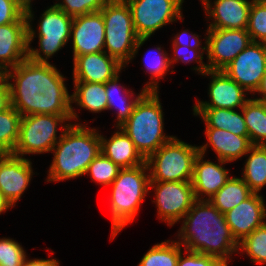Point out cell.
Returning <instances> with one entry per match:
<instances>
[{
    "instance_id": "1",
    "label": "cell",
    "mask_w": 266,
    "mask_h": 266,
    "mask_svg": "<svg viewBox=\"0 0 266 266\" xmlns=\"http://www.w3.org/2000/svg\"><path fill=\"white\" fill-rule=\"evenodd\" d=\"M11 91V104L21 116L49 114L80 120L71 104L64 75L49 63L25 59L4 73ZM13 80V81H11ZM13 82V83H12Z\"/></svg>"
},
{
    "instance_id": "2",
    "label": "cell",
    "mask_w": 266,
    "mask_h": 266,
    "mask_svg": "<svg viewBox=\"0 0 266 266\" xmlns=\"http://www.w3.org/2000/svg\"><path fill=\"white\" fill-rule=\"evenodd\" d=\"M181 221L176 240L184 249L219 258L228 266L238 242L222 214L209 200H196Z\"/></svg>"
},
{
    "instance_id": "3",
    "label": "cell",
    "mask_w": 266,
    "mask_h": 266,
    "mask_svg": "<svg viewBox=\"0 0 266 266\" xmlns=\"http://www.w3.org/2000/svg\"><path fill=\"white\" fill-rule=\"evenodd\" d=\"M101 152L100 133L84 124H73L63 132L51 153L53 160L47 182H59L85 176L88 165Z\"/></svg>"
},
{
    "instance_id": "4",
    "label": "cell",
    "mask_w": 266,
    "mask_h": 266,
    "mask_svg": "<svg viewBox=\"0 0 266 266\" xmlns=\"http://www.w3.org/2000/svg\"><path fill=\"white\" fill-rule=\"evenodd\" d=\"M148 171L147 163L132 168H121L111 183V240L134 221L146 195L150 192Z\"/></svg>"
},
{
    "instance_id": "5",
    "label": "cell",
    "mask_w": 266,
    "mask_h": 266,
    "mask_svg": "<svg viewBox=\"0 0 266 266\" xmlns=\"http://www.w3.org/2000/svg\"><path fill=\"white\" fill-rule=\"evenodd\" d=\"M159 92L146 91L120 126L145 159L174 137L164 133V112Z\"/></svg>"
},
{
    "instance_id": "6",
    "label": "cell",
    "mask_w": 266,
    "mask_h": 266,
    "mask_svg": "<svg viewBox=\"0 0 266 266\" xmlns=\"http://www.w3.org/2000/svg\"><path fill=\"white\" fill-rule=\"evenodd\" d=\"M100 12L105 24L104 51L126 67L149 38L137 36L131 9L125 0H108Z\"/></svg>"
},
{
    "instance_id": "7",
    "label": "cell",
    "mask_w": 266,
    "mask_h": 266,
    "mask_svg": "<svg viewBox=\"0 0 266 266\" xmlns=\"http://www.w3.org/2000/svg\"><path fill=\"white\" fill-rule=\"evenodd\" d=\"M32 3L25 6L27 19L28 49L27 59L33 62L48 63L55 53L61 50L70 41L73 17L58 9L54 4L47 7L38 21V30L32 27L34 14ZM37 34V35H36ZM38 37L39 49L31 47L34 38Z\"/></svg>"
},
{
    "instance_id": "8",
    "label": "cell",
    "mask_w": 266,
    "mask_h": 266,
    "mask_svg": "<svg viewBox=\"0 0 266 266\" xmlns=\"http://www.w3.org/2000/svg\"><path fill=\"white\" fill-rule=\"evenodd\" d=\"M199 153L197 145L174 136L146 159L150 181H191Z\"/></svg>"
},
{
    "instance_id": "9",
    "label": "cell",
    "mask_w": 266,
    "mask_h": 266,
    "mask_svg": "<svg viewBox=\"0 0 266 266\" xmlns=\"http://www.w3.org/2000/svg\"><path fill=\"white\" fill-rule=\"evenodd\" d=\"M71 121V116L49 114L23 116L20 122L19 139L12 154L24 158L27 154L38 155L51 152L63 132L71 125ZM58 126L62 132L59 136H57Z\"/></svg>"
},
{
    "instance_id": "10",
    "label": "cell",
    "mask_w": 266,
    "mask_h": 266,
    "mask_svg": "<svg viewBox=\"0 0 266 266\" xmlns=\"http://www.w3.org/2000/svg\"><path fill=\"white\" fill-rule=\"evenodd\" d=\"M139 38H150L158 29L181 20L184 0H125Z\"/></svg>"
},
{
    "instance_id": "11",
    "label": "cell",
    "mask_w": 266,
    "mask_h": 266,
    "mask_svg": "<svg viewBox=\"0 0 266 266\" xmlns=\"http://www.w3.org/2000/svg\"><path fill=\"white\" fill-rule=\"evenodd\" d=\"M149 190H154L152 202L157 207L158 219L169 227L183 219L197 200L191 181H150Z\"/></svg>"
},
{
    "instance_id": "12",
    "label": "cell",
    "mask_w": 266,
    "mask_h": 266,
    "mask_svg": "<svg viewBox=\"0 0 266 266\" xmlns=\"http://www.w3.org/2000/svg\"><path fill=\"white\" fill-rule=\"evenodd\" d=\"M204 44L209 70H223L251 42L247 29L207 28Z\"/></svg>"
},
{
    "instance_id": "13",
    "label": "cell",
    "mask_w": 266,
    "mask_h": 266,
    "mask_svg": "<svg viewBox=\"0 0 266 266\" xmlns=\"http://www.w3.org/2000/svg\"><path fill=\"white\" fill-rule=\"evenodd\" d=\"M223 71L248 93L256 95L261 79L266 74V47L251 42Z\"/></svg>"
},
{
    "instance_id": "14",
    "label": "cell",
    "mask_w": 266,
    "mask_h": 266,
    "mask_svg": "<svg viewBox=\"0 0 266 266\" xmlns=\"http://www.w3.org/2000/svg\"><path fill=\"white\" fill-rule=\"evenodd\" d=\"M70 38L73 59L84 54L103 52L105 24L102 13L99 11L73 17Z\"/></svg>"
},
{
    "instance_id": "15",
    "label": "cell",
    "mask_w": 266,
    "mask_h": 266,
    "mask_svg": "<svg viewBox=\"0 0 266 266\" xmlns=\"http://www.w3.org/2000/svg\"><path fill=\"white\" fill-rule=\"evenodd\" d=\"M202 76H211L209 101L197 100L193 108L241 109L250 99L248 92L232 80L223 70H208ZM247 97V98H246Z\"/></svg>"
},
{
    "instance_id": "16",
    "label": "cell",
    "mask_w": 266,
    "mask_h": 266,
    "mask_svg": "<svg viewBox=\"0 0 266 266\" xmlns=\"http://www.w3.org/2000/svg\"><path fill=\"white\" fill-rule=\"evenodd\" d=\"M32 162L14 154H0V191L14 207L30 185Z\"/></svg>"
},
{
    "instance_id": "17",
    "label": "cell",
    "mask_w": 266,
    "mask_h": 266,
    "mask_svg": "<svg viewBox=\"0 0 266 266\" xmlns=\"http://www.w3.org/2000/svg\"><path fill=\"white\" fill-rule=\"evenodd\" d=\"M264 203L260 193H253L249 198L224 214L232 236L238 243L256 228L266 223V206Z\"/></svg>"
},
{
    "instance_id": "18",
    "label": "cell",
    "mask_w": 266,
    "mask_h": 266,
    "mask_svg": "<svg viewBox=\"0 0 266 266\" xmlns=\"http://www.w3.org/2000/svg\"><path fill=\"white\" fill-rule=\"evenodd\" d=\"M126 67L105 51L76 56L73 59V81L107 83Z\"/></svg>"
},
{
    "instance_id": "19",
    "label": "cell",
    "mask_w": 266,
    "mask_h": 266,
    "mask_svg": "<svg viewBox=\"0 0 266 266\" xmlns=\"http://www.w3.org/2000/svg\"><path fill=\"white\" fill-rule=\"evenodd\" d=\"M200 1L204 7L206 19L212 20L211 23L209 22L208 28L247 29L253 0Z\"/></svg>"
},
{
    "instance_id": "20",
    "label": "cell",
    "mask_w": 266,
    "mask_h": 266,
    "mask_svg": "<svg viewBox=\"0 0 266 266\" xmlns=\"http://www.w3.org/2000/svg\"><path fill=\"white\" fill-rule=\"evenodd\" d=\"M27 30L25 14L16 22L0 25V71L3 74L27 59Z\"/></svg>"
},
{
    "instance_id": "21",
    "label": "cell",
    "mask_w": 266,
    "mask_h": 266,
    "mask_svg": "<svg viewBox=\"0 0 266 266\" xmlns=\"http://www.w3.org/2000/svg\"><path fill=\"white\" fill-rule=\"evenodd\" d=\"M204 156L199 153L196 157L191 180L197 200L211 198L231 177L229 176V170L223 167L224 164L229 162L217 159L218 163H214L210 160H204Z\"/></svg>"
},
{
    "instance_id": "22",
    "label": "cell",
    "mask_w": 266,
    "mask_h": 266,
    "mask_svg": "<svg viewBox=\"0 0 266 266\" xmlns=\"http://www.w3.org/2000/svg\"><path fill=\"white\" fill-rule=\"evenodd\" d=\"M205 136L207 143L198 146L200 154H206L207 148L212 147L217 159L229 163L245 156L252 146L249 136L235 135L227 130L205 128Z\"/></svg>"
},
{
    "instance_id": "23",
    "label": "cell",
    "mask_w": 266,
    "mask_h": 266,
    "mask_svg": "<svg viewBox=\"0 0 266 266\" xmlns=\"http://www.w3.org/2000/svg\"><path fill=\"white\" fill-rule=\"evenodd\" d=\"M109 139L100 133L101 152L120 168H132L146 163L130 137L120 127Z\"/></svg>"
},
{
    "instance_id": "24",
    "label": "cell",
    "mask_w": 266,
    "mask_h": 266,
    "mask_svg": "<svg viewBox=\"0 0 266 266\" xmlns=\"http://www.w3.org/2000/svg\"><path fill=\"white\" fill-rule=\"evenodd\" d=\"M194 116H199L205 128L227 130L235 135L249 136L242 108L241 110L226 108H192ZM239 111V112H238Z\"/></svg>"
},
{
    "instance_id": "25",
    "label": "cell",
    "mask_w": 266,
    "mask_h": 266,
    "mask_svg": "<svg viewBox=\"0 0 266 266\" xmlns=\"http://www.w3.org/2000/svg\"><path fill=\"white\" fill-rule=\"evenodd\" d=\"M120 74H117L113 79L105 83L107 96V110L117 109L116 125L120 127L132 114L133 108L139 98L146 92L143 88L134 97L135 93L130 89H125L122 84H119ZM122 91V92H121ZM119 95V96H118Z\"/></svg>"
},
{
    "instance_id": "26",
    "label": "cell",
    "mask_w": 266,
    "mask_h": 266,
    "mask_svg": "<svg viewBox=\"0 0 266 266\" xmlns=\"http://www.w3.org/2000/svg\"><path fill=\"white\" fill-rule=\"evenodd\" d=\"M74 92L71 94V104L89 112L100 113L107 110V96L105 84L90 82H73Z\"/></svg>"
},
{
    "instance_id": "27",
    "label": "cell",
    "mask_w": 266,
    "mask_h": 266,
    "mask_svg": "<svg viewBox=\"0 0 266 266\" xmlns=\"http://www.w3.org/2000/svg\"><path fill=\"white\" fill-rule=\"evenodd\" d=\"M242 179L253 193L266 186V145H252L245 155Z\"/></svg>"
},
{
    "instance_id": "28",
    "label": "cell",
    "mask_w": 266,
    "mask_h": 266,
    "mask_svg": "<svg viewBox=\"0 0 266 266\" xmlns=\"http://www.w3.org/2000/svg\"><path fill=\"white\" fill-rule=\"evenodd\" d=\"M253 192L241 177H230L224 186L208 200L222 213L232 210Z\"/></svg>"
},
{
    "instance_id": "29",
    "label": "cell",
    "mask_w": 266,
    "mask_h": 266,
    "mask_svg": "<svg viewBox=\"0 0 266 266\" xmlns=\"http://www.w3.org/2000/svg\"><path fill=\"white\" fill-rule=\"evenodd\" d=\"M242 112L252 145H266V102L250 98Z\"/></svg>"
},
{
    "instance_id": "30",
    "label": "cell",
    "mask_w": 266,
    "mask_h": 266,
    "mask_svg": "<svg viewBox=\"0 0 266 266\" xmlns=\"http://www.w3.org/2000/svg\"><path fill=\"white\" fill-rule=\"evenodd\" d=\"M182 246L176 240H167L152 246L137 266H177Z\"/></svg>"
},
{
    "instance_id": "31",
    "label": "cell",
    "mask_w": 266,
    "mask_h": 266,
    "mask_svg": "<svg viewBox=\"0 0 266 266\" xmlns=\"http://www.w3.org/2000/svg\"><path fill=\"white\" fill-rule=\"evenodd\" d=\"M21 114L13 107L0 112V154H12L19 139Z\"/></svg>"
},
{
    "instance_id": "32",
    "label": "cell",
    "mask_w": 266,
    "mask_h": 266,
    "mask_svg": "<svg viewBox=\"0 0 266 266\" xmlns=\"http://www.w3.org/2000/svg\"><path fill=\"white\" fill-rule=\"evenodd\" d=\"M163 47H155V50H148L147 55L144 58V65L146 67V73L149 72L150 80L143 86L145 91L158 92L159 81L167 74L170 70L171 64L169 61V55ZM154 52V53H153Z\"/></svg>"
},
{
    "instance_id": "33",
    "label": "cell",
    "mask_w": 266,
    "mask_h": 266,
    "mask_svg": "<svg viewBox=\"0 0 266 266\" xmlns=\"http://www.w3.org/2000/svg\"><path fill=\"white\" fill-rule=\"evenodd\" d=\"M238 252L245 253L254 264H266V223L238 243Z\"/></svg>"
},
{
    "instance_id": "34",
    "label": "cell",
    "mask_w": 266,
    "mask_h": 266,
    "mask_svg": "<svg viewBox=\"0 0 266 266\" xmlns=\"http://www.w3.org/2000/svg\"><path fill=\"white\" fill-rule=\"evenodd\" d=\"M120 167L100 152L88 165L85 175L88 174L93 182L110 186L117 177Z\"/></svg>"
},
{
    "instance_id": "35",
    "label": "cell",
    "mask_w": 266,
    "mask_h": 266,
    "mask_svg": "<svg viewBox=\"0 0 266 266\" xmlns=\"http://www.w3.org/2000/svg\"><path fill=\"white\" fill-rule=\"evenodd\" d=\"M173 56L169 57L171 66L174 68V63H190L196 62L197 66H194L193 70L197 71L198 74H205L209 69L207 64L203 61L204 52L206 51V46L195 45L193 47L172 45Z\"/></svg>"
},
{
    "instance_id": "36",
    "label": "cell",
    "mask_w": 266,
    "mask_h": 266,
    "mask_svg": "<svg viewBox=\"0 0 266 266\" xmlns=\"http://www.w3.org/2000/svg\"><path fill=\"white\" fill-rule=\"evenodd\" d=\"M247 32L252 42L266 41V0H253L248 19Z\"/></svg>"
},
{
    "instance_id": "37",
    "label": "cell",
    "mask_w": 266,
    "mask_h": 266,
    "mask_svg": "<svg viewBox=\"0 0 266 266\" xmlns=\"http://www.w3.org/2000/svg\"><path fill=\"white\" fill-rule=\"evenodd\" d=\"M26 250L12 238H0V266H22Z\"/></svg>"
},
{
    "instance_id": "38",
    "label": "cell",
    "mask_w": 266,
    "mask_h": 266,
    "mask_svg": "<svg viewBox=\"0 0 266 266\" xmlns=\"http://www.w3.org/2000/svg\"><path fill=\"white\" fill-rule=\"evenodd\" d=\"M108 0H62L54 5L72 17L99 12Z\"/></svg>"
},
{
    "instance_id": "39",
    "label": "cell",
    "mask_w": 266,
    "mask_h": 266,
    "mask_svg": "<svg viewBox=\"0 0 266 266\" xmlns=\"http://www.w3.org/2000/svg\"><path fill=\"white\" fill-rule=\"evenodd\" d=\"M185 250V257L183 251L179 254L177 266H227L219 258L210 255H204L199 252Z\"/></svg>"
},
{
    "instance_id": "40",
    "label": "cell",
    "mask_w": 266,
    "mask_h": 266,
    "mask_svg": "<svg viewBox=\"0 0 266 266\" xmlns=\"http://www.w3.org/2000/svg\"><path fill=\"white\" fill-rule=\"evenodd\" d=\"M25 6L21 0H0V25L18 21L25 14Z\"/></svg>"
},
{
    "instance_id": "41",
    "label": "cell",
    "mask_w": 266,
    "mask_h": 266,
    "mask_svg": "<svg viewBox=\"0 0 266 266\" xmlns=\"http://www.w3.org/2000/svg\"><path fill=\"white\" fill-rule=\"evenodd\" d=\"M198 34L190 33L188 29L183 30L182 32L177 33L172 39L171 45H180L193 47L195 45H202L201 38Z\"/></svg>"
},
{
    "instance_id": "42",
    "label": "cell",
    "mask_w": 266,
    "mask_h": 266,
    "mask_svg": "<svg viewBox=\"0 0 266 266\" xmlns=\"http://www.w3.org/2000/svg\"><path fill=\"white\" fill-rule=\"evenodd\" d=\"M11 104V91L7 79L3 76L0 78V112L10 108Z\"/></svg>"
},
{
    "instance_id": "43",
    "label": "cell",
    "mask_w": 266,
    "mask_h": 266,
    "mask_svg": "<svg viewBox=\"0 0 266 266\" xmlns=\"http://www.w3.org/2000/svg\"><path fill=\"white\" fill-rule=\"evenodd\" d=\"M22 266H60V262L55 259H43V258H35V259H29L26 257L24 260Z\"/></svg>"
},
{
    "instance_id": "44",
    "label": "cell",
    "mask_w": 266,
    "mask_h": 266,
    "mask_svg": "<svg viewBox=\"0 0 266 266\" xmlns=\"http://www.w3.org/2000/svg\"><path fill=\"white\" fill-rule=\"evenodd\" d=\"M255 93H258L260 97H255L253 99L266 102V74L261 79L260 85Z\"/></svg>"
},
{
    "instance_id": "45",
    "label": "cell",
    "mask_w": 266,
    "mask_h": 266,
    "mask_svg": "<svg viewBox=\"0 0 266 266\" xmlns=\"http://www.w3.org/2000/svg\"><path fill=\"white\" fill-rule=\"evenodd\" d=\"M12 204L7 200V198L0 191V215L5 213L8 209L12 208Z\"/></svg>"
},
{
    "instance_id": "46",
    "label": "cell",
    "mask_w": 266,
    "mask_h": 266,
    "mask_svg": "<svg viewBox=\"0 0 266 266\" xmlns=\"http://www.w3.org/2000/svg\"><path fill=\"white\" fill-rule=\"evenodd\" d=\"M25 5L32 3L33 0H21Z\"/></svg>"
},
{
    "instance_id": "47",
    "label": "cell",
    "mask_w": 266,
    "mask_h": 266,
    "mask_svg": "<svg viewBox=\"0 0 266 266\" xmlns=\"http://www.w3.org/2000/svg\"><path fill=\"white\" fill-rule=\"evenodd\" d=\"M4 76V74L0 71V78H2Z\"/></svg>"
}]
</instances>
